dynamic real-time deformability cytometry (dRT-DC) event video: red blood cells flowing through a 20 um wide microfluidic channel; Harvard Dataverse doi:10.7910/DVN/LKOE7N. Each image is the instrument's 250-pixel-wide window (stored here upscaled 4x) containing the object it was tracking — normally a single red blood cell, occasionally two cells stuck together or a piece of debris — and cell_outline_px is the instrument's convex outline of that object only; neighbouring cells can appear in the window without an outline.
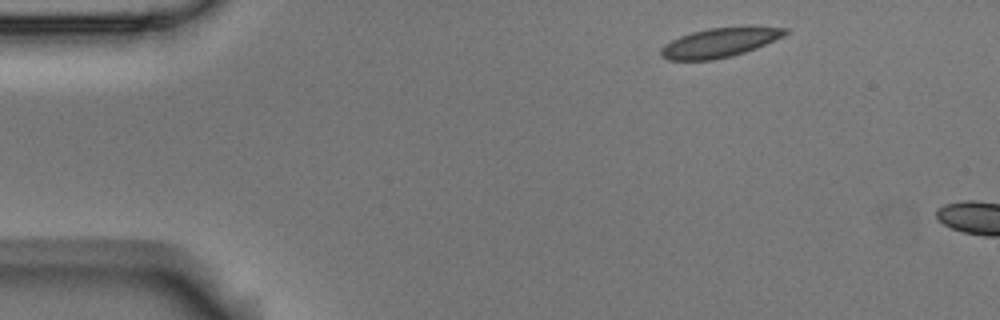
{"species": "Egyptian fruit bat (a non-hibernating species)", "species_latin": "Rousettus aegyptiacus", "temperature_condition": "room temperature", "stored_images_in_passage": 3, "camera_frame_rate_fps": 3000, "um_per_image_px": 0.085, "animal": {"sex": "male"}, "frame": {"image": 1, "passage_image": 1, "time_ms": 0.0, "image_size_px": [1000, 320], "cell_outline_px": [[788, 32], [784, 36], [756, 48], [732, 56], [712, 60], [668, 60], [660, 56], [660, 52], [664, 44], [680, 36], [692, 32], [708, 28], [744, 24], [748, 24], [788, 28]], "centroid_in_image_um": [61.23, 3.57], "position_along_channel_um": 23.8, "area_um2": 21.91}}